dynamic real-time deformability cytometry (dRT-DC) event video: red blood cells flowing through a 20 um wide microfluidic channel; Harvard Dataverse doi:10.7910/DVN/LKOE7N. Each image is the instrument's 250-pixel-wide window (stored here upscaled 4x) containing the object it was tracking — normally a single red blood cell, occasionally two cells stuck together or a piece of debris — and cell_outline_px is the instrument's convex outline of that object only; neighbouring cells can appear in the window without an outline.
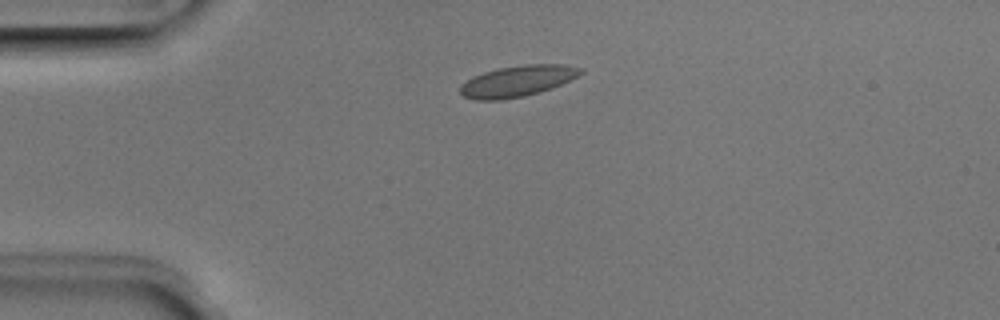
{"species": "Egyptian fruit bat (a non-hibernating species)", "species_latin": "Rousettus aegyptiacus", "temperature_condition": "room temperature", "stored_images_in_passage": 34, "camera_frame_rate_fps": 3000, "um_per_image_px": 0.085, "animal": {"sex": "male"}, "frame": {"image": 1, "passage_image": 1, "time_ms": 0.0, "image_size_px": [1000, 320], "cell_outline_px": [[584, 72], [552, 88], [524, 96], [500, 100], [476, 100], [464, 96], [460, 92], [460, 84], [472, 76], [484, 72], [500, 68], [524, 64], [564, 64], [584, 68]], "centroid_in_image_um": [43.97, 6.88], "position_along_channel_um": 41.0, "area_um2": 21.73}}
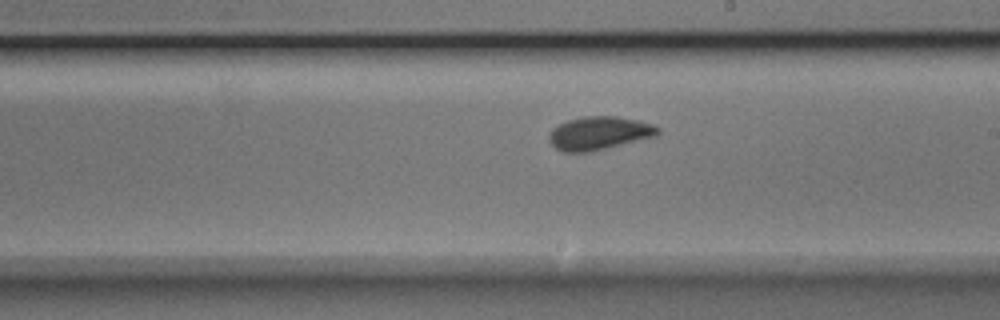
{"frame": {"image": 2, "passage_image": 18, "time_ms": 5.667, "image_size_px": [1000, 320], "cell_outline_px": [[660, 132], [656, 136], [592, 152], [564, 152], [556, 148], [548, 140], [548, 132], [552, 128], [568, 120], [584, 116], [616, 116], [636, 120], [652, 124], [660, 128]], "centroid_in_image_um": [50.91, 11.32], "position_along_channel_um": 238.1, "area_um2": 21.21}}
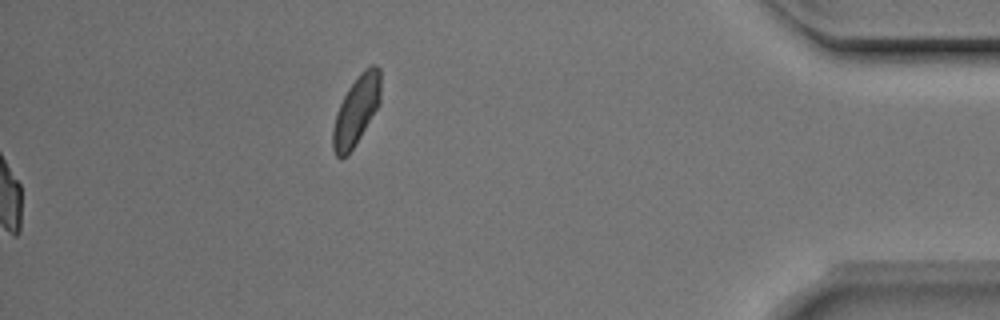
{"frame": {"image": 3, "passage_image": 34, "time_ms": 11.0, "image_size_px": [1000, 320], "cell_outline_px": [[380, 104], [356, 144], [348, 156], [340, 160], [336, 156], [332, 148], [332, 128], [336, 112], [348, 88], [360, 72], [364, 68], [372, 64], [376, 64], [380, 68]], "centroid_in_image_um": [30.27, 9.41], "position_along_channel_um": 404.9, "area_um2": 19.59}, "authors_computed_cell_mechanics": {"area_um2": 20.1433, "velocity_mm_per_s": 3.9865, "shape_relaxation_time_tau1_ms": 4.96, "shape_relaxation_time_tau2_ms": null, "deformation_change_tau1": 0.1066, "deformation_change_tau2": null}}